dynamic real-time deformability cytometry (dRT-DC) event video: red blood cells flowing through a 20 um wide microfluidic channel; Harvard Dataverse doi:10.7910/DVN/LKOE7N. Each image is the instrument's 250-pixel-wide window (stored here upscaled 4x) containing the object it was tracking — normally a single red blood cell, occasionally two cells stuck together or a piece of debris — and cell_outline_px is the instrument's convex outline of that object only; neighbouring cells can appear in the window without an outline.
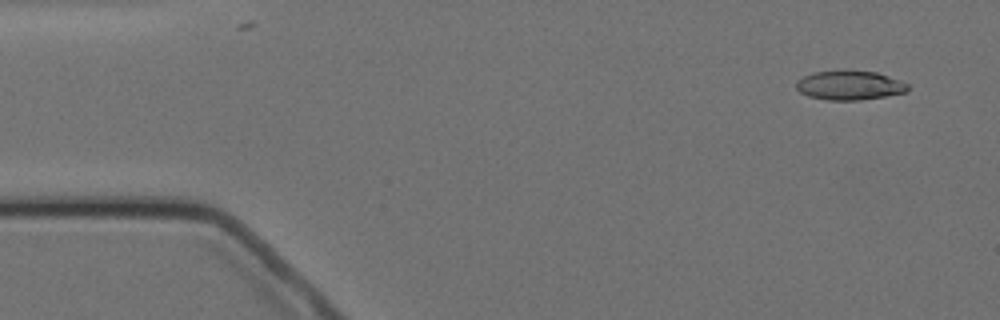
{"species": "Egyptian fruit bat (a non-hibernating species)", "species_latin": "Rousettus aegyptiacus", "temperature_condition": "cold", "stored_images_in_passage": 6, "camera_frame_rate_fps": 3000, "um_per_image_px": 0.085, "animal": {"sex": "female"}, "frame": {"image": 1, "passage_image": 1, "time_ms": 0.0, "image_size_px": [1000, 320], "cell_outline_px": [[908, 92], [860, 100], [828, 100], [808, 96], [800, 92], [796, 88], [796, 80], [812, 72], [876, 72], [900, 80], [908, 84]], "centroid_in_image_um": [72.21, 7.28], "position_along_channel_um": 12.8, "area_um2": 18.61}}
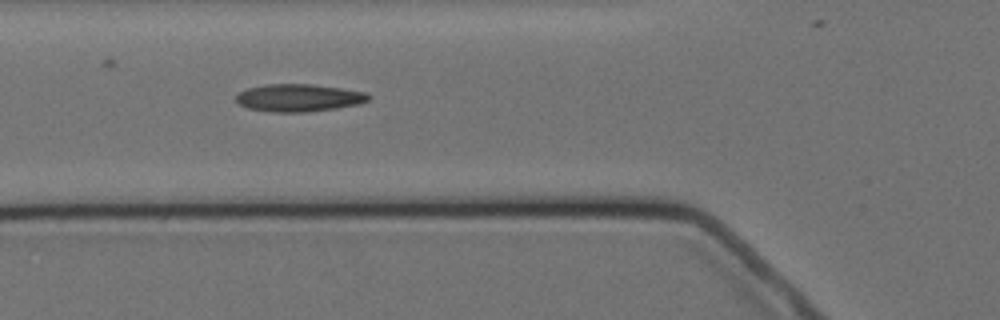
{"frame": {"image": 2, "passage_image": 5, "time_ms": 5.333, "image_size_px": [1000, 320], "cell_outline_px": [[372, 96], [368, 100], [360, 104], [336, 108], [304, 112], [272, 112], [248, 108], [240, 104], [236, 100], [236, 96], [240, 92], [248, 88], [268, 84], [312, 84], [368, 92]], "centroid_in_image_um": [25.44, 8.31], "position_along_channel_um": 100.4, "area_um2": 21.21}}
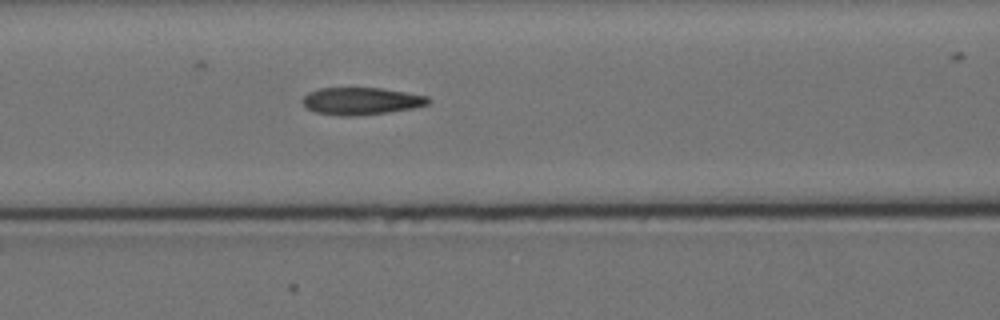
{"frame": {"image": 3, "passage_image": 6, "time_ms": 6.333, "image_size_px": [1000, 320], "cell_outline_px": [[432, 100], [428, 104], [412, 108], [388, 112], [352, 116], [340, 116], [316, 112], [308, 108], [300, 100], [308, 92], [320, 88], [380, 88], [428, 96]], "centroid_in_image_um": [30.69, 8.59], "position_along_channel_um": 135.9, "area_um2": 19.88}}